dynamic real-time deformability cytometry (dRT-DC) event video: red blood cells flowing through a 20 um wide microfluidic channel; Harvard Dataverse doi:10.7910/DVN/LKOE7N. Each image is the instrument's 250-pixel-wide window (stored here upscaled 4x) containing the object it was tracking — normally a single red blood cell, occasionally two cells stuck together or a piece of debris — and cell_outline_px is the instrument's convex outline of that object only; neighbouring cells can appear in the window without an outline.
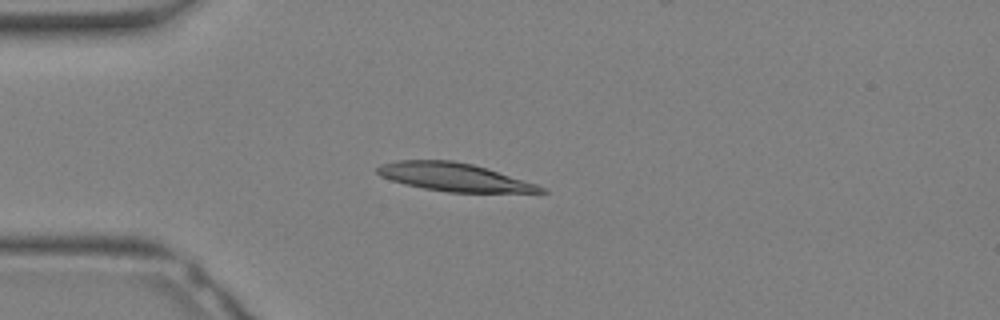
{"species": "Egyptian fruit bat (a non-hibernating species)", "species_latin": "Rousettus aegyptiacus", "temperature_condition": "warm", "stored_images_in_passage": 33, "camera_frame_rate_fps": 3000, "um_per_image_px": 0.085, "animal": {"sex": "female"}, "frame": {"image": 1, "passage_image": 9, "time_ms": 2.667, "image_size_px": [1000, 320], "cell_outline_px": [[548, 192], [448, 192], [424, 188], [404, 184], [380, 176], [376, 172], [376, 168], [380, 164], [396, 160], [452, 160], [472, 164], [536, 184], [544, 188]], "centroid_in_image_um": [38.51, 15.04], "position_along_channel_um": 46.5, "area_um2": 26.41}}
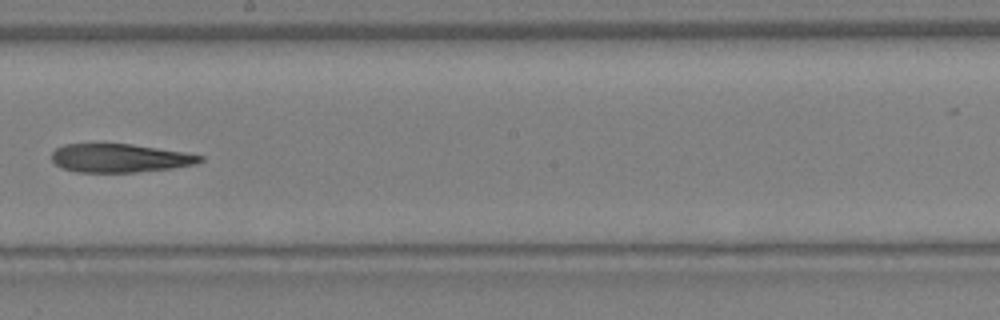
{"frame": {"image": 2, "passage_image": 19, "time_ms": 6.0, "image_size_px": [1000, 320], "cell_outline_px": [[204, 160], [196, 164], [172, 168], [132, 172], [76, 172], [64, 168], [56, 164], [52, 160], [52, 152], [56, 148], [64, 144], [132, 144], [184, 152], [204, 156]], "centroid_in_image_um": [10.2, 13.43], "position_along_channel_um": 238.0, "area_um2": 24.51}}
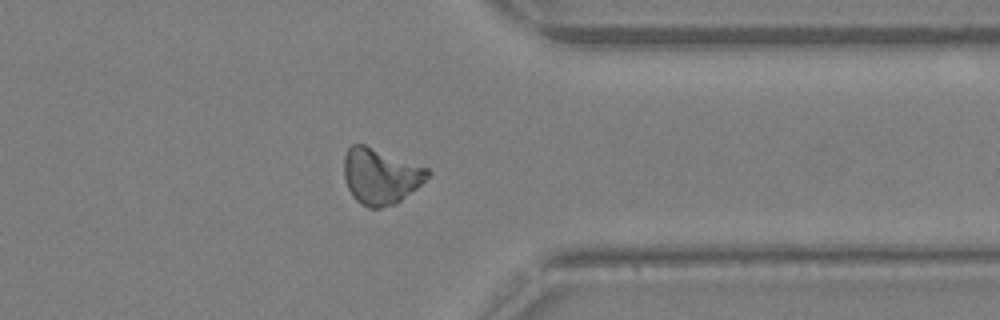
{"frame": {"image": 3, "passage_image": 26, "time_ms": 8.333, "image_size_px": [1000, 320], "cell_outline_px": [[432, 172], [416, 188], [396, 204], [380, 208], [368, 208], [360, 204], [352, 196], [348, 188], [344, 176], [344, 156], [348, 148], [352, 144], [364, 144], [428, 168]], "centroid_in_image_um": [32.32, 14.98], "position_along_channel_um": 379.1, "area_um2": 27.11}}